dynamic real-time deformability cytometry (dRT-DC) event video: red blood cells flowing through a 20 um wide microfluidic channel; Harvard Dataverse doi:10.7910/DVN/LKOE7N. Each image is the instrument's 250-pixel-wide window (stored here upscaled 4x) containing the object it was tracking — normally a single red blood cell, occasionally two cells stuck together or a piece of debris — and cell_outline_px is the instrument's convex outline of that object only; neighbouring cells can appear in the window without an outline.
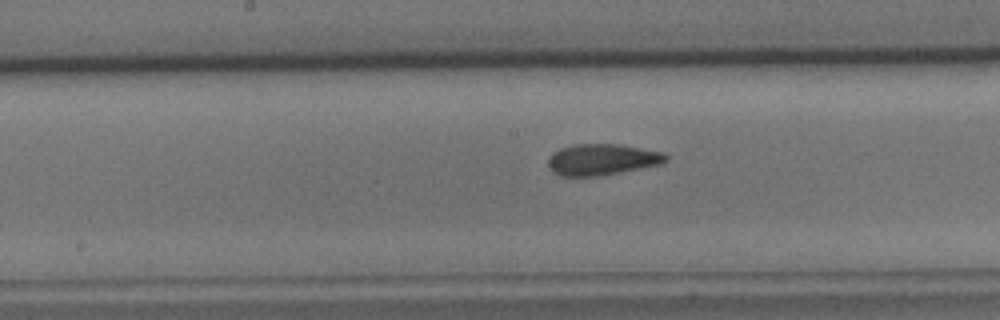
{"species": "common noctule bat (a hibernating species)", "species_latin": "Nyctalus noctula", "temperature_condition": "cold", "stored_images_in_passage": 38, "camera_frame_rate_fps": 3000, "um_per_image_px": 0.085, "animal": {"sex": "male", "body_mass_g": 15.6}, "frame": {"image": 1, "passage_image": 22, "time_ms": 7.0, "image_size_px": [1000, 320], "cell_outline_px": [[668, 160], [660, 164], [600, 176], [560, 176], [552, 172], [548, 168], [548, 156], [552, 152], [560, 148], [572, 144], [616, 144], [664, 152], [668, 156]], "centroid_in_image_um": [51.12, 13.56], "position_along_channel_um": 197.1, "area_um2": 21.56}}
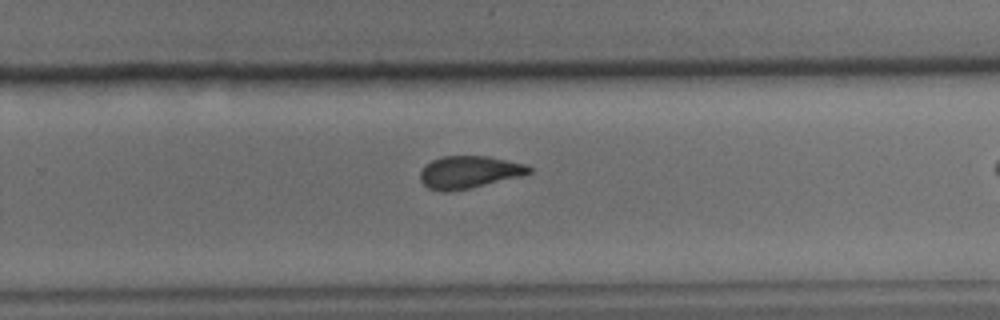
{"frame": {"image": 2, "passage_image": 30, "time_ms": 9.667, "image_size_px": [1000, 320], "cell_outline_px": [[532, 172], [520, 176], [452, 192], [440, 192], [428, 188], [420, 180], [420, 172], [424, 164], [440, 156], [488, 156], [528, 164], [532, 168]], "centroid_in_image_um": [39.84, 14.62], "position_along_channel_um": 290.0, "area_um2": 20.75}}
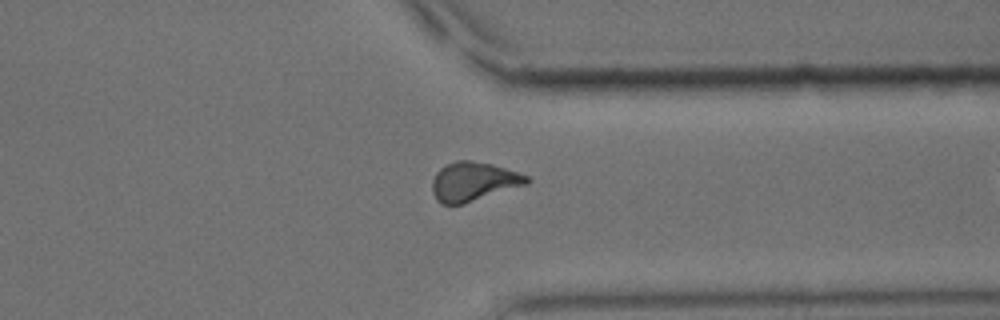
{"frame": {"image": 3, "passage_image": 37, "time_ms": 12.0, "image_size_px": [1000, 320], "cell_outline_px": [[532, 180], [528, 184], [464, 204], [440, 204], [436, 200], [432, 192], [432, 180], [436, 172], [444, 164], [456, 160], [468, 160], [492, 164], [528, 176]], "centroid_in_image_um": [40.22, 15.44], "position_along_channel_um": 371.2, "area_um2": 21.68}}